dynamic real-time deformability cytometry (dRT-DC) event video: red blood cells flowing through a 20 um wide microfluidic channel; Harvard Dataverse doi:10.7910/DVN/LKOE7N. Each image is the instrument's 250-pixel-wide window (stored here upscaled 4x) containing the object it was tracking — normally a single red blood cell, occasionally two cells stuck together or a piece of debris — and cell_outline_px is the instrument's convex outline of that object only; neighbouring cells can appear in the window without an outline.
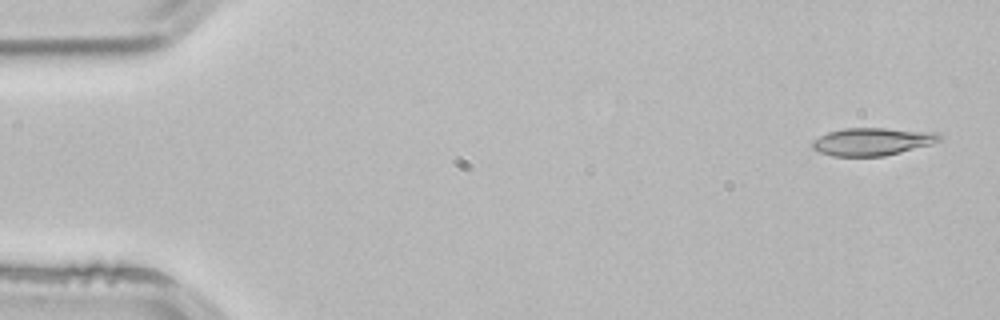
{"species": "common noctule bat (a hibernating species)", "species_latin": "Nyctalus noctula", "temperature_condition": "room temperature", "stored_images_in_passage": 3, "camera_frame_rate_fps": 3000, "um_per_image_px": 0.085, "animal": {"sex": "male", "body_mass_g": 21.5, "forearm_length_mm": 52.0}, "frame": {"image": 1, "passage_image": 1, "time_ms": 0.0, "image_size_px": [1000, 320], "cell_outline_px": [[940, 140], [932, 144], [884, 156], [832, 156], [820, 152], [812, 148], [812, 140], [828, 132], [844, 128], [884, 128], [940, 132]], "centroid_in_image_um": [74.15, 12.03], "position_along_channel_um": 10.9, "area_um2": 20.52}}
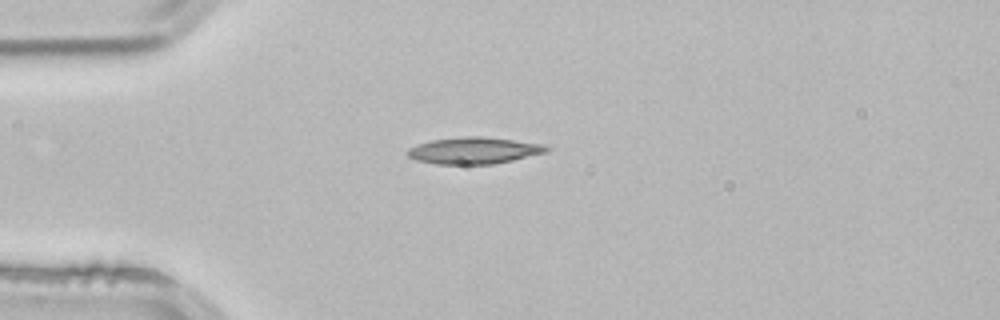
{"frame": {"image": 2, "passage_image": 3, "time_ms": 0.667, "image_size_px": [1000, 320], "cell_outline_px": [[552, 148], [548, 152], [512, 160], [492, 164], [436, 164], [416, 160], [408, 156], [404, 152], [408, 148], [432, 140], [464, 136], [480, 136], [548, 144]], "centroid_in_image_um": [40.33, 12.79], "position_along_channel_um": 44.7, "area_um2": 21.73}}